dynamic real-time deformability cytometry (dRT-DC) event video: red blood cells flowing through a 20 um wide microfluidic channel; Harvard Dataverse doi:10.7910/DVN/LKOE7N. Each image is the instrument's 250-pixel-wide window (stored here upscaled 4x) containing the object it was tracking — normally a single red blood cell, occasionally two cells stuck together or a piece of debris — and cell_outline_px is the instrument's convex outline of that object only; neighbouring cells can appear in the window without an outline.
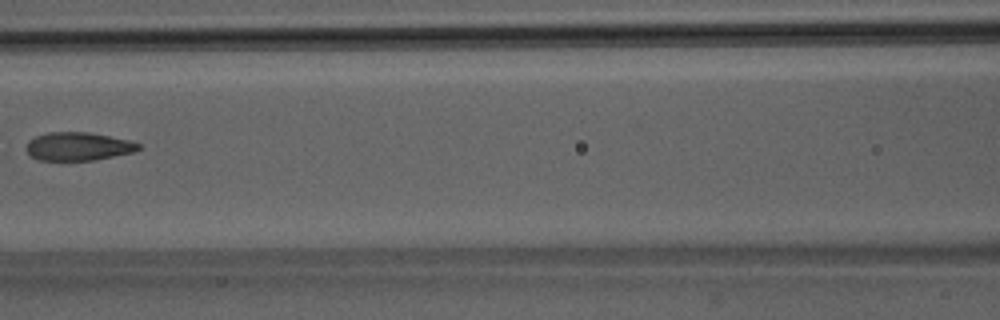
{"species": "Egyptian fruit bat (a non-hibernating species)", "species_latin": "Rousettus aegyptiacus", "temperature_condition": "room temperature", "stored_images_in_passage": 7, "camera_frame_rate_fps": 3000, "um_per_image_px": 0.085, "animal": {"sex": "male"}, "frame": {"image": 1, "passage_image": 7, "time_ms": 6.667, "image_size_px": [1000, 320], "cell_outline_px": [[140, 148], [132, 152], [96, 160], [40, 160], [32, 156], [24, 148], [28, 140], [36, 136], [48, 132], [88, 132], [128, 140], [140, 144]], "centroid_in_image_um": [6.6, 12.44], "position_along_channel_um": 160.0, "area_um2": 18.38}}